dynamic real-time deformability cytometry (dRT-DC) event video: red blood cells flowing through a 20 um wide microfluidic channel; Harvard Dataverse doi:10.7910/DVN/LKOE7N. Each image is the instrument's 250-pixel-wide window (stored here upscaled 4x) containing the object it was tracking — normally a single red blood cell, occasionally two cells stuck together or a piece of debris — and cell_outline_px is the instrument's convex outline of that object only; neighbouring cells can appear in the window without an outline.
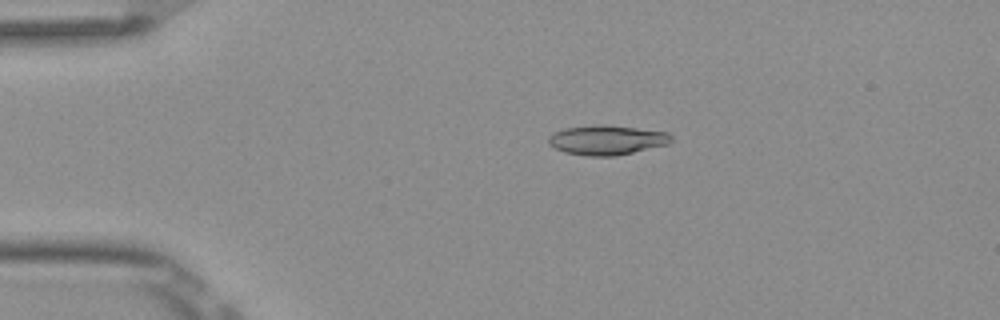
{"species": "Egyptian fruit bat (a non-hibernating species)", "species_latin": "Rousettus aegyptiacus", "temperature_condition": "room temperature", "stored_images_in_passage": 6, "camera_frame_rate_fps": 3000, "um_per_image_px": 0.085, "frame": {"image": 1, "passage_image": 4, "time_ms": 1.0, "image_size_px": [1000, 320], "cell_outline_px": [[672, 140], [668, 144], [616, 156], [588, 156], [564, 152], [548, 144], [548, 136], [552, 132], [564, 128], [596, 124], [604, 124], [668, 132], [672, 136]], "centroid_in_image_um": [51.55, 11.89], "position_along_channel_um": 33.5, "area_um2": 21.33}}
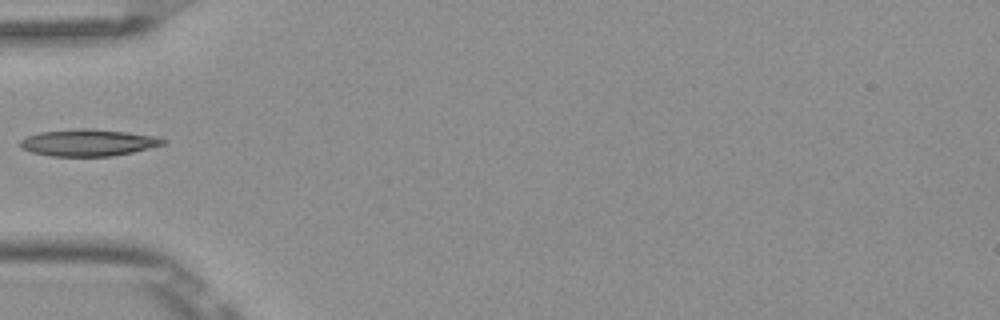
{"frame": {"image": 2, "passage_image": 6, "time_ms": 1.667, "image_size_px": [1000, 320], "cell_outline_px": [[168, 140], [164, 144], [132, 152], [112, 156], [52, 156], [32, 152], [20, 148], [16, 144], [24, 136], [40, 132], [80, 128], [84, 128], [128, 132], [156, 136]], "centroid_in_image_um": [7.44, 12.12], "position_along_channel_um": 77.6, "area_um2": 22.43}}